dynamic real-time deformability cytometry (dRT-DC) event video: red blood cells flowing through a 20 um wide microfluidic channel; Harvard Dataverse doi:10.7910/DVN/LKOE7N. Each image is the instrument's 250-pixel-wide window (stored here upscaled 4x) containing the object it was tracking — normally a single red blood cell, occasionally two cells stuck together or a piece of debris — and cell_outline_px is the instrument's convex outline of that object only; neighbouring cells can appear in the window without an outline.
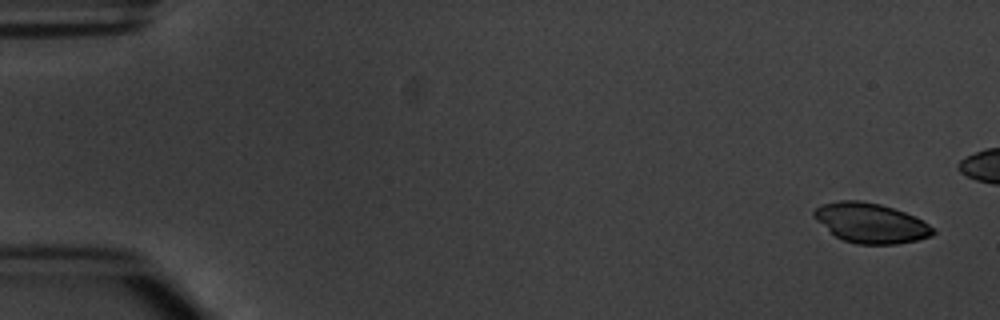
{"species": "common noctule bat (a hibernating species)", "species_latin": "Nyctalus noctula", "temperature_condition": "warm", "stored_images_in_passage": 5, "segment_of_instrument_passage": [2, 2], "camera_frame_rate_fps": 3000, "um_per_image_px": 0.085, "animal": {"sex": "male", "body_mass_g": 20.1, "forearm_length_mm": 53.5}, "frame": {"image": 1, "passage_image": 5, "time_ms": 5.667, "image_size_px": [1000, 320], "cell_outline_px": [[936, 232], [932, 236], [916, 240], [896, 244], [856, 244], [844, 240], [836, 236], [816, 220], [812, 216], [812, 212], [816, 208], [824, 204], [840, 200], [860, 200], [880, 204], [904, 212], [928, 224]], "centroid_in_image_um": [73.99, 18.96], "position_along_channel_um": 11.0, "area_um2": 27.28}}